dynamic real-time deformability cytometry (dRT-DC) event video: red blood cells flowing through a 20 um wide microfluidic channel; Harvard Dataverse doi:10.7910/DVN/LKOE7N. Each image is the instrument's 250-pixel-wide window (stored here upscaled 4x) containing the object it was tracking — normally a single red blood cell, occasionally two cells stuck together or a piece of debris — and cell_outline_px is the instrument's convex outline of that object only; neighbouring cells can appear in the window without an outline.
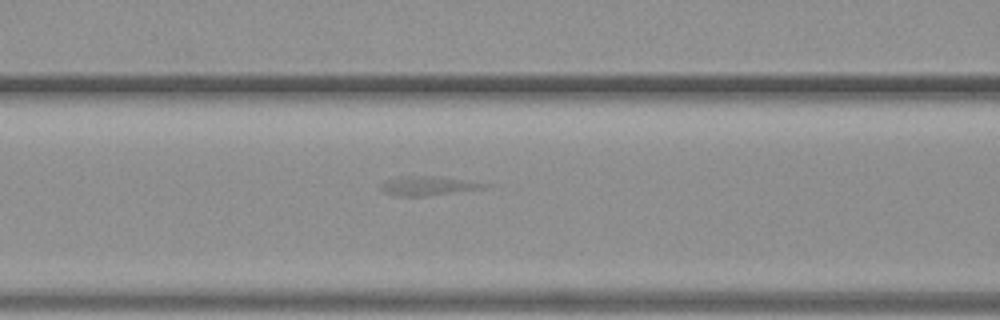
{"species": "common noctule bat (a hibernating species)", "species_latin": "Nyctalus noctula", "temperature_condition": "warm", "stored_images_in_passage": 23, "camera_frame_rate_fps": 3000, "um_per_image_px": 0.085, "animal": {"sex": "female", "body_mass_g": 19.3, "forearm_length_mm": 54.1}, "frame": {"image": 1, "passage_image": 7, "time_ms": 2.0, "image_size_px": [1000, 320], "cell_outline_px": [[488, 184], [484, 188], [424, 196], [400, 196], [384, 192], [380, 188], [380, 184], [388, 180], [404, 176], [432, 176]], "centroid_in_image_um": [36.29, 15.8], "position_along_channel_um": 130.3, "area_um2": 10.98}}
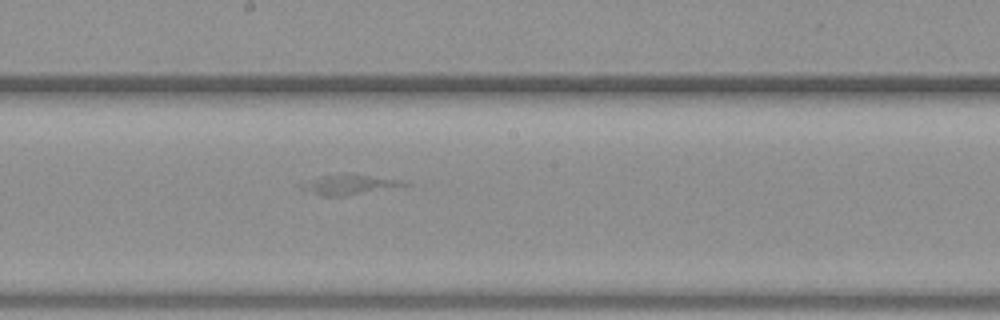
{"frame": {"image": 2, "passage_image": 14, "time_ms": 4.333, "image_size_px": [1000, 320], "cell_outline_px": [[412, 184], [344, 196], [324, 196], [308, 188], [308, 184], [324, 176], [368, 176], [400, 180]], "centroid_in_image_um": [29.92, 15.73], "position_along_channel_um": 218.3, "area_um2": 10.17}}
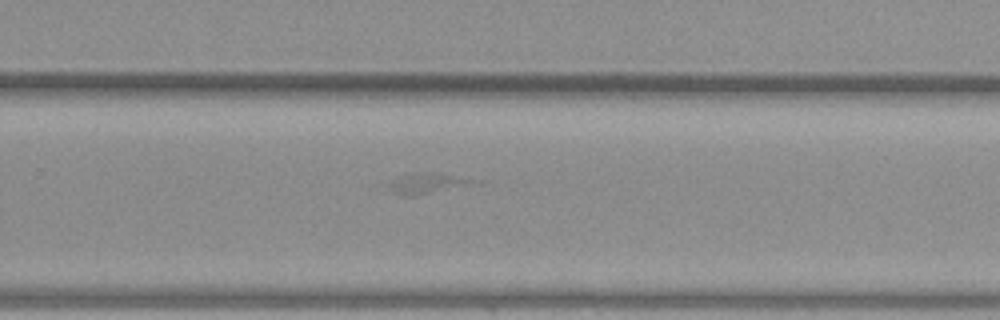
{"frame": {"image": 3, "passage_image": 20, "time_ms": 6.333, "image_size_px": [1000, 320], "cell_outline_px": [[484, 180], [480, 184], [408, 196], [404, 196], [396, 192], [388, 184], [392, 180], [404, 172], [436, 172]], "centroid_in_image_um": [36.47, 15.53], "position_along_channel_um": 293.3, "area_um2": 10.52}}